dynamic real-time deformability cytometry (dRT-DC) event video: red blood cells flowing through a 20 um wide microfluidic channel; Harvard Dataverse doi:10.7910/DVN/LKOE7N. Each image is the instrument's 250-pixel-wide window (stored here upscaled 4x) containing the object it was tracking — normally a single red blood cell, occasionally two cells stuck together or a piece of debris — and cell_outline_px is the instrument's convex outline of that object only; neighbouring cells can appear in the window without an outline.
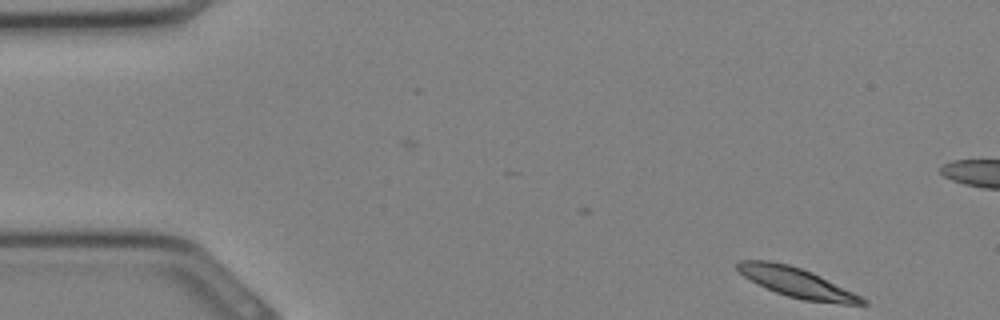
{"species": "Egyptian fruit bat (a non-hibernating species)", "species_latin": "Rousettus aegyptiacus", "temperature_condition": "cold", "stored_images_in_passage": 25, "camera_frame_rate_fps": 3000, "um_per_image_px": 0.085, "animal": {"sex": "female"}, "frame": {"image": 1, "passage_image": 1, "time_ms": 0.0, "image_size_px": [1000, 320], "cell_outline_px": [[868, 304], [844, 304], [804, 300], [788, 296], [776, 292], [744, 276], [736, 268], [736, 264], [740, 260], [768, 260], [788, 264], [812, 272], [868, 300]], "centroid_in_image_um": [67.73, 24.01], "position_along_channel_um": 17.3, "area_um2": 21.1}}
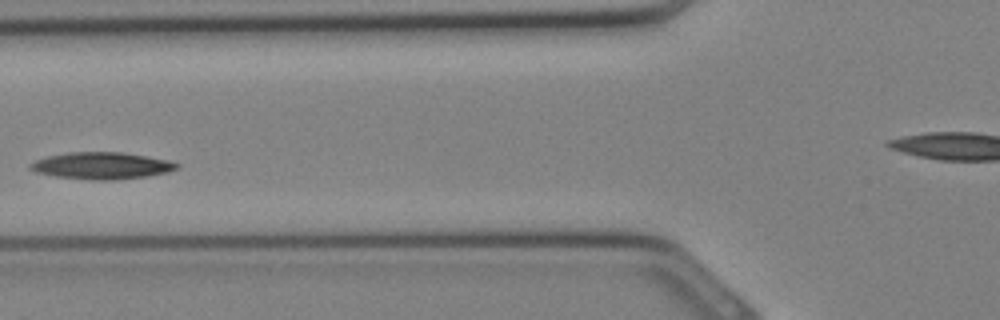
{"frame": {"image": 2, "passage_image": 11, "time_ms": 3.333, "image_size_px": [1000, 320], "cell_outline_px": [[180, 168], [168, 172], [148, 176], [116, 180], [92, 180], [56, 176], [36, 172], [28, 168], [28, 164], [36, 160], [48, 156], [68, 152], [124, 152], [168, 160], [180, 164]], "centroid_in_image_um": [8.66, 14.08], "position_along_channel_um": 117.1, "area_um2": 23.06}}
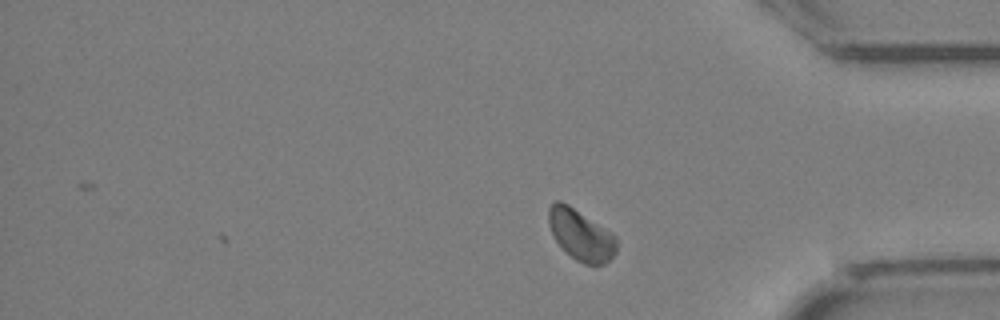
{"frame": {"image": 3, "passage_image": 25, "time_ms": 8.0, "image_size_px": [1000, 320], "cell_outline_px": [[616, 252], [604, 264], [596, 268], [584, 264], [576, 260], [556, 240], [548, 224], [548, 208], [556, 200], [560, 200], [568, 204], [612, 232], [616, 236]], "centroid_in_image_um": [49.39, 19.98], "position_along_channel_um": 385.8, "area_um2": 20.17}}